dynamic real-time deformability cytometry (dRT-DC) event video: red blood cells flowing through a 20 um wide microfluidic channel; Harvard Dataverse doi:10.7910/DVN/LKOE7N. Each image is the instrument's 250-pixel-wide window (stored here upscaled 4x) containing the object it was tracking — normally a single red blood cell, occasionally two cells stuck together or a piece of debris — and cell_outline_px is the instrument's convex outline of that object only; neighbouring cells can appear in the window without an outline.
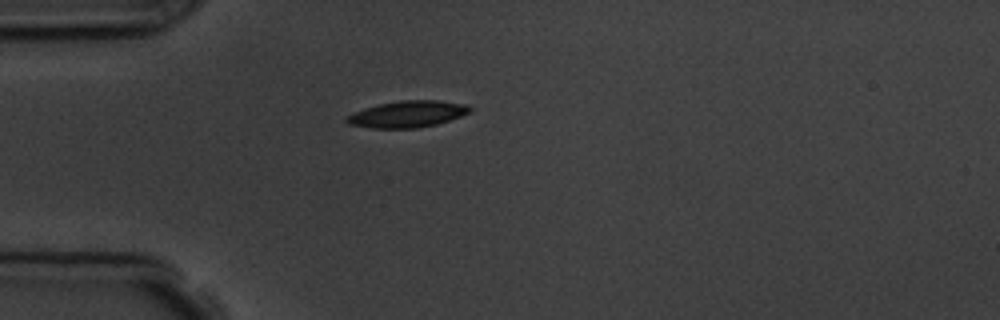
{"species": "common noctule bat (a hibernating species)", "species_latin": "Nyctalus noctula", "temperature_condition": "room temperature", "stored_images_in_passage": 2, "camera_frame_rate_fps": 3000, "um_per_image_px": 0.085, "animal": {"sex": "male", "body_mass_g": 19.5, "forearm_length_mm": 54.6}, "frame": {"image": 1, "passage_image": 1, "time_ms": 0.0, "image_size_px": [1000, 320], "cell_outline_px": [[472, 108], [468, 112], [460, 116], [436, 124], [416, 128], [372, 128], [348, 124], [344, 120], [348, 116], [364, 108], [380, 104], [400, 100], [436, 100], [468, 104]], "centroid_in_image_um": [34.64, 9.69], "position_along_channel_um": 50.4, "area_um2": 18.84}}